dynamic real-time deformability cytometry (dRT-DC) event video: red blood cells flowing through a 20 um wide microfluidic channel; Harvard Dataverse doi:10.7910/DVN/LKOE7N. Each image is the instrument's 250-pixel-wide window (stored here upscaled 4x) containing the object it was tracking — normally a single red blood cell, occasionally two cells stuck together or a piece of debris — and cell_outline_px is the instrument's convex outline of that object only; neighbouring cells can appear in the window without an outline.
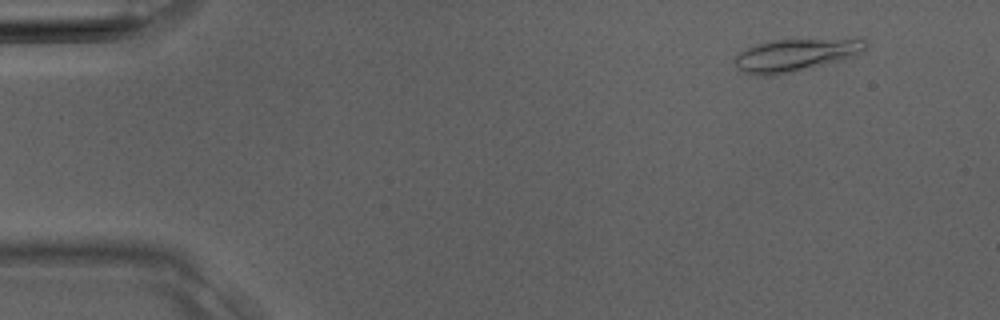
{"species": "Egyptian fruit bat (a non-hibernating species)", "species_latin": "Rousettus aegyptiacus", "temperature_condition": "room temperature", "stored_images_in_passage": 11, "camera_frame_rate_fps": 3000, "um_per_image_px": 0.085, "animal": {"sex": "male"}, "frame": {"image": 1, "passage_image": 4, "time_ms": 1.0, "image_size_px": [1000, 320], "cell_outline_px": [[868, 48], [864, 52], [856, 56], [844, 60], [776, 76], [760, 76], [744, 72], [736, 68], [732, 60], [740, 52], [756, 44], [772, 40], [868, 40]], "centroid_in_image_um": [67.61, 4.71], "position_along_channel_um": 17.4, "area_um2": 24.85}}